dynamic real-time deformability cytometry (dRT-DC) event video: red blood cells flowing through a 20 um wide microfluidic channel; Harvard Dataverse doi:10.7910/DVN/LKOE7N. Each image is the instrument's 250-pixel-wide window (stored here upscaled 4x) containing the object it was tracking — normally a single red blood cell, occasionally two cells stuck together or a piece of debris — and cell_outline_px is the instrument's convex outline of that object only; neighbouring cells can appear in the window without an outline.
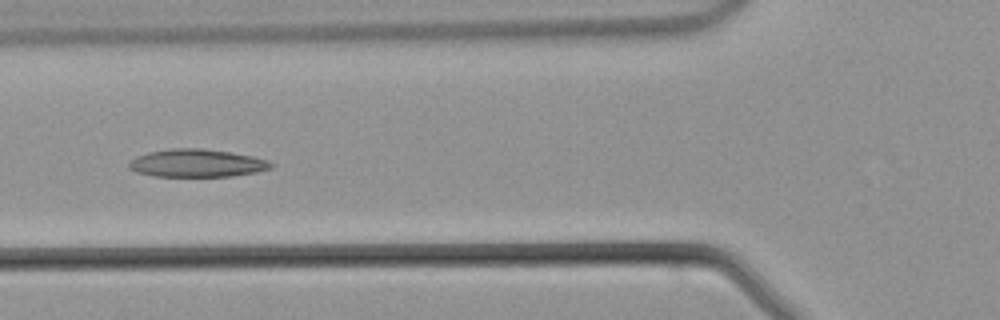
{"species": "common noctule bat (a hibernating species)", "species_latin": "Nyctalus noctula", "temperature_condition": "warm", "stored_images_in_passage": 28, "camera_frame_rate_fps": 3000, "um_per_image_px": 0.085, "animal": {"sex": "male", "body_mass_g": 21.5, "forearm_length_mm": 52.0}, "frame": {"image": 1, "passage_image": 9, "time_ms": 2.667, "image_size_px": [1000, 320], "cell_outline_px": [[276, 164], [272, 168], [256, 172], [232, 176], [156, 176], [136, 172], [128, 168], [128, 164], [136, 156], [148, 152], [172, 148], [200, 148], [232, 152], [252, 156], [268, 160]], "centroid_in_image_um": [16.76, 13.86], "position_along_channel_um": 109.0, "area_um2": 23.12}}